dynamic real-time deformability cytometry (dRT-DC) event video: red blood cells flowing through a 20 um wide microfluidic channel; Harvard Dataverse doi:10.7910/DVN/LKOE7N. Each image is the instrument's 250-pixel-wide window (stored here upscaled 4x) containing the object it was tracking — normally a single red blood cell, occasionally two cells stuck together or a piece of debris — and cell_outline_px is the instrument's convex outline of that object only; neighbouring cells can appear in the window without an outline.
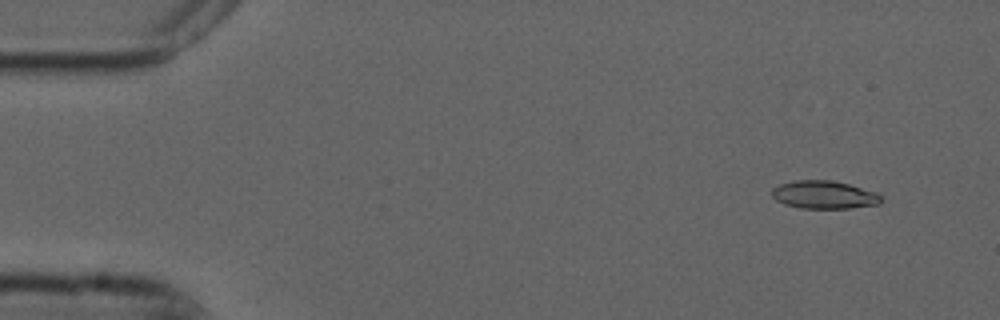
{"species": "common noctule bat (a hibernating species)", "species_latin": "Nyctalus noctula", "temperature_condition": "cold", "stored_images_in_passage": 7, "camera_frame_rate_fps": 3000, "um_per_image_px": 0.085, "animal": {"sex": "male", "forearm_length_mm": 52.5}, "frame": {"image": 1, "passage_image": 1, "time_ms": 0.0, "image_size_px": [1000, 320], "cell_outline_px": [[884, 196], [880, 204], [848, 208], [800, 208], [784, 204], [776, 200], [772, 196], [772, 188], [780, 184], [796, 180], [828, 180], [848, 184], [876, 192]], "centroid_in_image_um": [70.06, 16.56], "position_along_channel_um": 14.9, "area_um2": 17.8}}
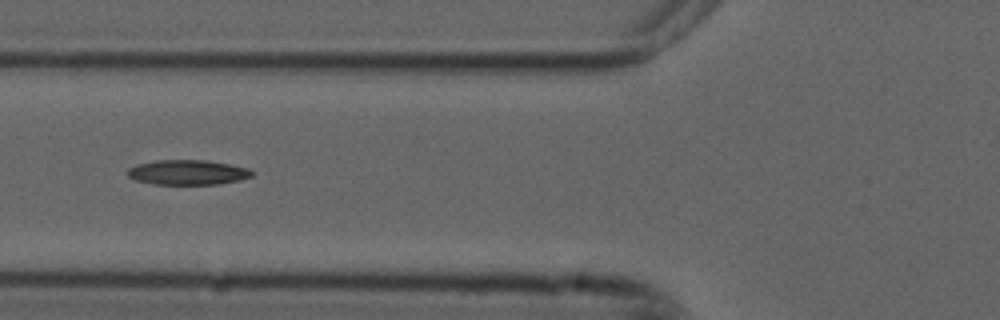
{"frame": {"image": 2, "passage_image": 5, "time_ms": 1.333, "image_size_px": [1000, 320], "cell_outline_px": [[252, 176], [240, 180], [216, 184], [156, 184], [136, 180], [128, 176], [128, 168], [136, 164], [156, 160], [208, 160], [248, 168], [252, 172]], "centroid_in_image_um": [15.94, 14.64], "position_along_channel_um": 109.9, "area_um2": 17.92}}
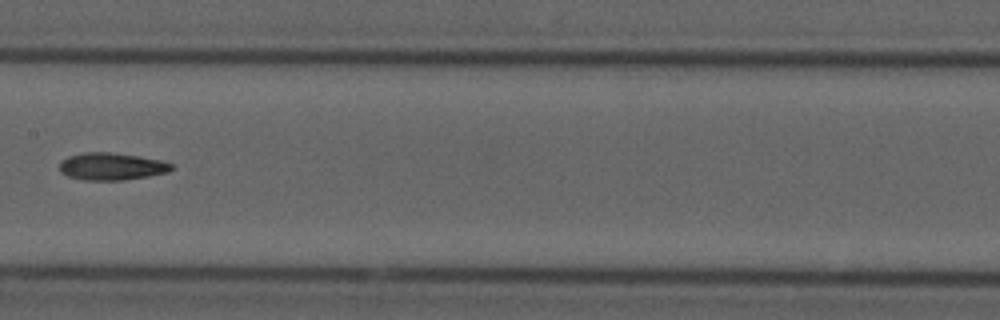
{"frame": {"image": 3, "passage_image": 7, "time_ms": 2.0, "image_size_px": [1000, 320], "cell_outline_px": [[172, 168], [168, 172], [148, 176], [124, 180], [84, 180], [68, 176], [60, 172], [60, 160], [68, 156], [84, 152], [112, 152], [140, 156], [160, 160], [172, 164]], "centroid_in_image_um": [9.45, 14.14], "position_along_channel_um": 197.9, "area_um2": 17.86}}